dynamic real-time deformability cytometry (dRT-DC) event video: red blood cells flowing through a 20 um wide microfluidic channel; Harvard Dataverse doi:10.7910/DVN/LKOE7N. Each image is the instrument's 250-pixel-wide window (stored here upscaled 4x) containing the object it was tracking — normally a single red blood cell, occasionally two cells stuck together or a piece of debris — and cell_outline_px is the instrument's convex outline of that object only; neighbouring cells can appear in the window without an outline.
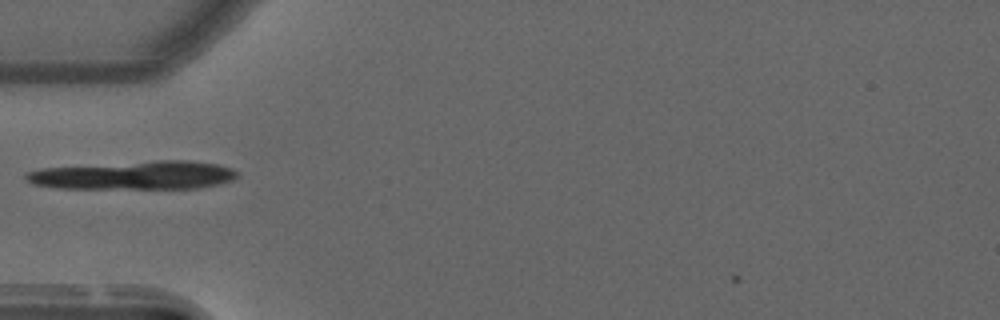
{"species": "common noctule bat (a hibernating species)", "species_latin": "Nyctalus noctula", "temperature_condition": "warm", "stored_images_in_passage": 35, "camera_frame_rate_fps": 3000, "um_per_image_px": 0.085, "animal": {"sex": "male", "forearm_length_mm": 52.5}, "frame": {"image": 1, "passage_image": 1, "time_ms": 0.0, "image_size_px": [1000, 320], "cell_outline_px": [[240, 176], [232, 180], [216, 184], [196, 188], [60, 188], [32, 184], [24, 180], [24, 176], [28, 172], [40, 168], [156, 160], [188, 160], [216, 164], [232, 168], [240, 172]], "centroid_in_image_um": [11.41, 14.89], "position_along_channel_um": 73.6, "area_um2": 35.08}}
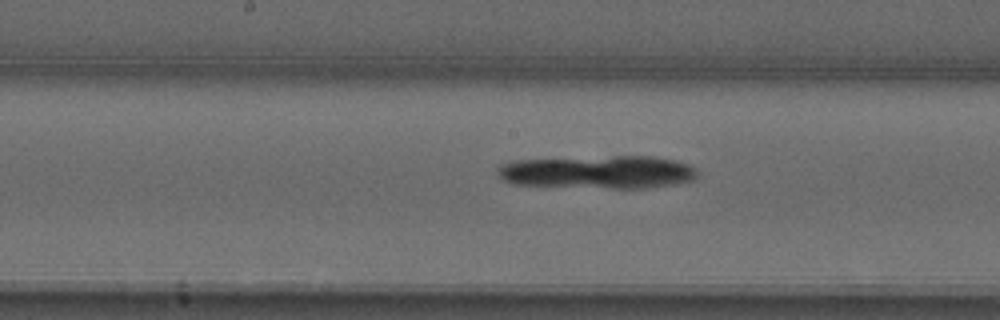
{"frame": {"image": 2, "passage_image": 11, "time_ms": 3.333, "image_size_px": [1000, 320], "cell_outline_px": [[696, 176], [692, 180], [672, 184], [648, 188], [612, 188], [516, 184], [504, 180], [496, 172], [496, 168], [500, 164], [512, 160], [616, 156], [656, 156], [676, 160], [688, 164], [696, 168]], "centroid_in_image_um": [50.83, 14.61], "position_along_channel_um": 197.4, "area_um2": 38.44}}
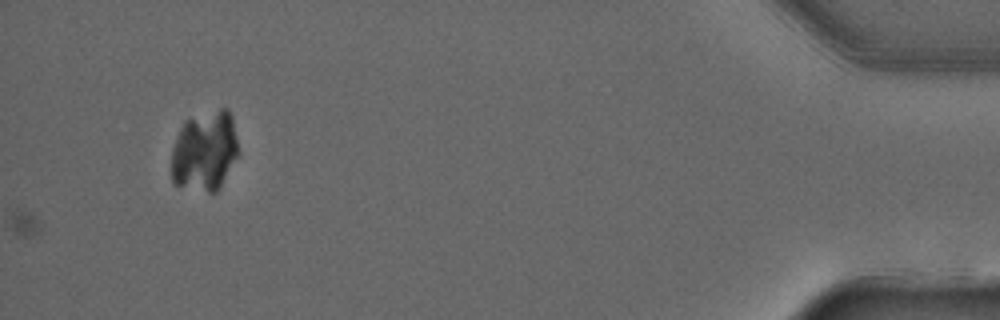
{"frame": {"image": 3, "passage_image": 35, "time_ms": 11.333, "image_size_px": [1000, 320], "cell_outline_px": [[240, 152], [216, 192], [208, 192], [176, 184], [172, 180], [172, 148], [180, 128], [184, 120], [220, 108], [228, 108], [232, 116]], "centroid_in_image_um": [17.42, 12.8], "position_along_channel_um": 417.8, "area_um2": 31.21}}